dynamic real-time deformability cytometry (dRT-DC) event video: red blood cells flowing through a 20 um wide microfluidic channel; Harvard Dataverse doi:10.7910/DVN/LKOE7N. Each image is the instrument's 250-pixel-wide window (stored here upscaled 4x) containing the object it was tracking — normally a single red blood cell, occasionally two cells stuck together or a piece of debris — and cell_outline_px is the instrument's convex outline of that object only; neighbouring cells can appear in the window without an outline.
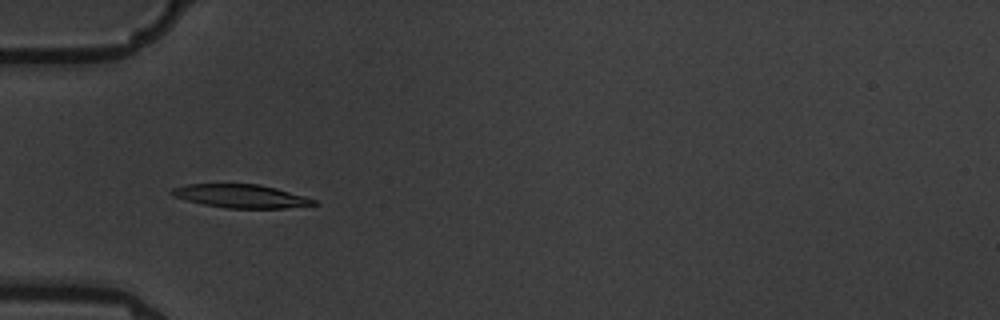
{"species": "common noctule bat (a hibernating species)", "species_latin": "Nyctalus noctula", "temperature_condition": "warm", "stored_images_in_passage": 6, "camera_frame_rate_fps": 3000, "um_per_image_px": 0.085, "animal": {"sex": "male", "body_mass_g": 19.5, "forearm_length_mm": 54.6}, "frame": {"image": 1, "passage_image": 5, "time_ms": 4.667, "image_size_px": [1000, 320], "cell_outline_px": [[320, 204], [284, 208], [224, 208], [204, 204], [188, 200], [176, 196], [172, 192], [172, 188], [184, 184], [260, 184], [276, 188], [304, 196], [316, 200]], "centroid_in_image_um": [20.53, 16.67], "position_along_channel_um": 64.5, "area_um2": 19.13}}
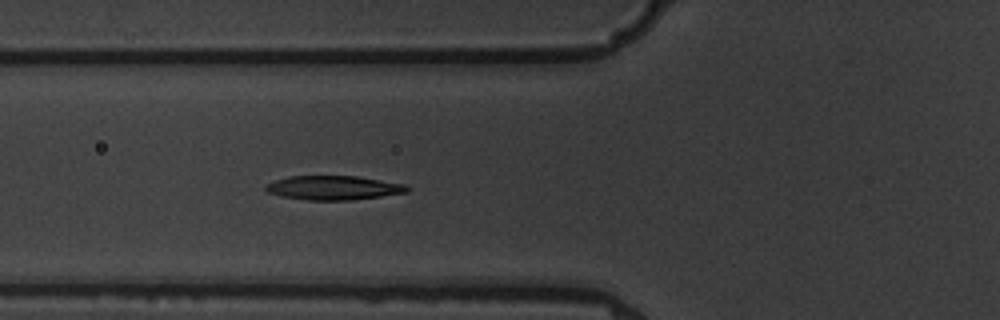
{"frame": {"image": 2, "passage_image": 6, "time_ms": 5.667, "image_size_px": [1000, 320], "cell_outline_px": [[408, 192], [352, 200], [308, 200], [284, 196], [268, 192], [264, 188], [268, 184], [276, 180], [288, 176], [356, 176], [404, 184], [408, 188]], "centroid_in_image_um": [28.35, 15.96], "position_along_channel_um": 97.5, "area_um2": 19.54}}